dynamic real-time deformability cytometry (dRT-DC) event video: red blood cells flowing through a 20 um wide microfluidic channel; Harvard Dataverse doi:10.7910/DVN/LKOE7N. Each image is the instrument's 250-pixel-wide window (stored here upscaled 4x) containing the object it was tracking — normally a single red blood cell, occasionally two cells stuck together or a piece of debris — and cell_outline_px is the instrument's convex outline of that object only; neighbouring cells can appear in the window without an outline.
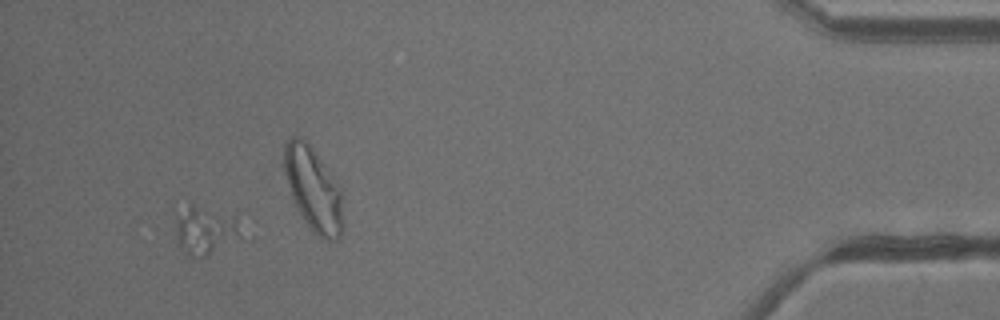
{"species": "common noctule bat (a hibernating species)", "species_latin": "Nyctalus noctula", "temperature_condition": "warm", "stored_images_in_passage": 29, "camera_frame_rate_fps": 3000, "um_per_image_px": 0.085, "animal": {"sex": "male", "body_mass_g": 13.3}, "frame": {"image": 1, "passage_image": 26, "time_ms": 8.333, "image_size_px": [1000, 320], "cell_outline_px": [[244, 236], [204, 256], [200, 256], [176, 244], [176, 220], [180, 208], [192, 204], [236, 220]], "centroid_in_image_um": [17.41, 19.56], "position_along_channel_um": 417.8, "area_um2": 17.22}}